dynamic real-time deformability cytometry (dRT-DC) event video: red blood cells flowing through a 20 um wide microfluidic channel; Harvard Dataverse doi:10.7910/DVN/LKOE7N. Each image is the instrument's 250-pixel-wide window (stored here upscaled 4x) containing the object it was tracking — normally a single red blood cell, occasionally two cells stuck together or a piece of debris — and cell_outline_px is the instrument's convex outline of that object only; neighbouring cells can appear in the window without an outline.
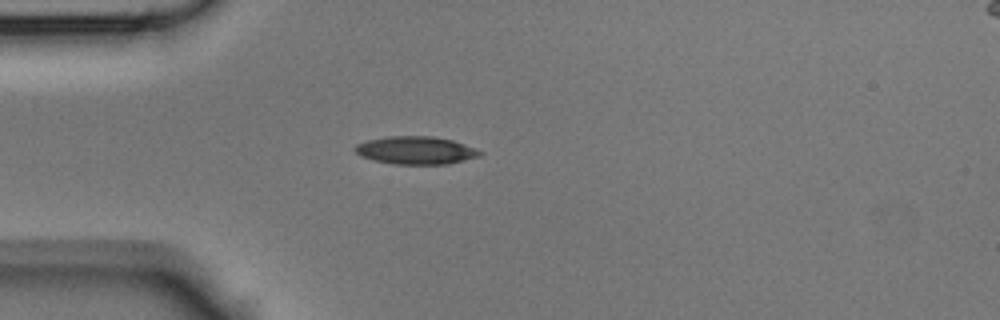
{"species": "Egyptian fruit bat (a non-hibernating species)", "species_latin": "Rousettus aegyptiacus", "temperature_condition": "room temperature", "stored_images_in_passage": 32, "camera_frame_rate_fps": 3000, "um_per_image_px": 0.085, "animal": {"sex": "male"}, "frame": {"image": 1, "passage_image": 1, "time_ms": 0.0, "image_size_px": [1000, 320], "cell_outline_px": [[484, 152], [480, 156], [448, 164], [392, 164], [372, 160], [360, 156], [352, 148], [356, 144], [368, 140], [388, 136], [432, 136], [452, 140], [464, 144]], "centroid_in_image_um": [35.31, 12.78], "position_along_channel_um": 49.7, "area_um2": 20.35}}
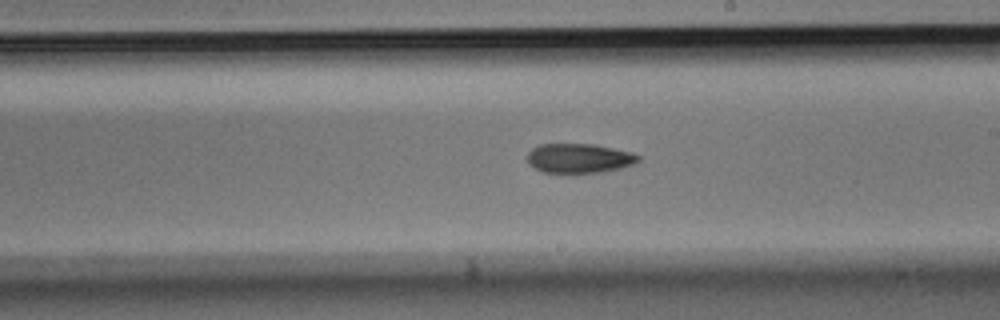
{"frame": {"image": 2, "passage_image": 14, "time_ms": 4.333, "image_size_px": [1000, 320], "cell_outline_px": [[640, 160], [632, 164], [620, 168], [600, 172], [544, 172], [528, 164], [528, 152], [532, 148], [540, 144], [592, 144], [632, 152], [640, 156]], "centroid_in_image_um": [49.22, 13.44], "position_along_channel_um": 239.8, "area_um2": 18.79}}
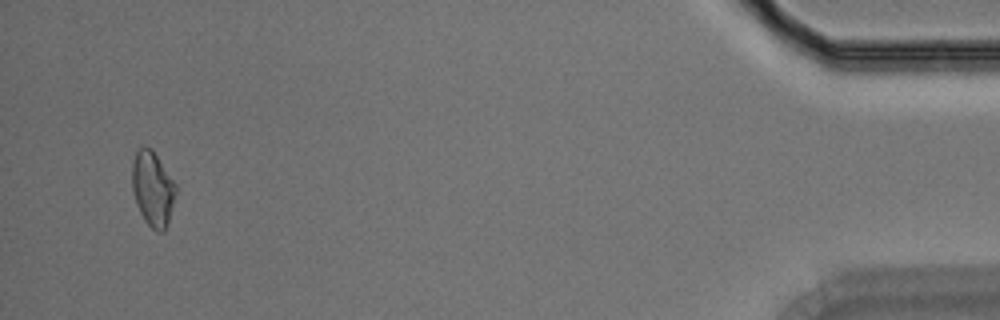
{"frame": {"image": 3, "passage_image": 31, "time_ms": 10.0, "image_size_px": [1000, 320], "cell_outline_px": [[176, 192], [168, 220], [164, 232], [156, 232], [144, 220], [136, 204], [132, 192], [132, 164], [136, 152], [144, 144], [152, 148], [176, 184]], "centroid_in_image_um": [12.96, 16.02], "position_along_channel_um": 422.2, "area_um2": 19.07}}